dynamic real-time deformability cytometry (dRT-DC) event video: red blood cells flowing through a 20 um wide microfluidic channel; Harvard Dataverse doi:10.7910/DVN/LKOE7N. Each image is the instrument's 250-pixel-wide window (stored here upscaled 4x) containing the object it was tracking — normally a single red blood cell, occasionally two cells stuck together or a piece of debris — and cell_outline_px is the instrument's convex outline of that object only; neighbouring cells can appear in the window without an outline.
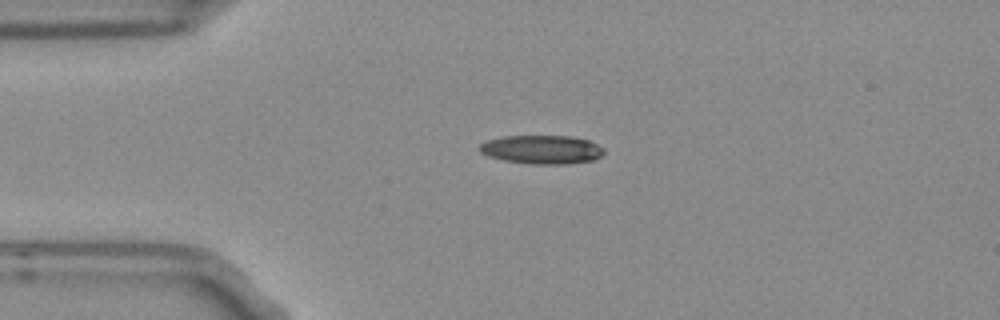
{"species": "Egyptian fruit bat (a non-hibernating species)", "species_latin": "Rousettus aegyptiacus", "temperature_condition": "room temperature", "stored_images_in_passage": 4, "camera_frame_rate_fps": 3000, "um_per_image_px": 0.085, "frame": {"image": 1, "passage_image": 3, "time_ms": 0.667, "image_size_px": [1000, 320], "cell_outline_px": [[604, 152], [600, 156], [592, 160], [564, 164], [528, 164], [504, 160], [488, 156], [480, 152], [480, 144], [488, 140], [504, 136], [568, 136], [588, 140], [604, 148]], "centroid_in_image_um": [46.04, 12.71], "position_along_channel_um": 39.0, "area_um2": 20.63}}